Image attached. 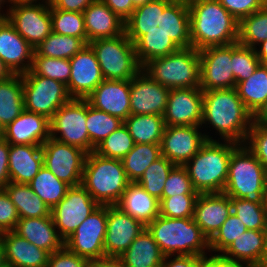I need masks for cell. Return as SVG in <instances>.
<instances>
[{
  "label": "cell",
  "instance_id": "obj_3",
  "mask_svg": "<svg viewBox=\"0 0 267 267\" xmlns=\"http://www.w3.org/2000/svg\"><path fill=\"white\" fill-rule=\"evenodd\" d=\"M188 7L193 48L200 51L238 42L239 21L218 0H193Z\"/></svg>",
  "mask_w": 267,
  "mask_h": 267
},
{
  "label": "cell",
  "instance_id": "obj_28",
  "mask_svg": "<svg viewBox=\"0 0 267 267\" xmlns=\"http://www.w3.org/2000/svg\"><path fill=\"white\" fill-rule=\"evenodd\" d=\"M5 262L12 267H46L49 253L16 234L13 230L0 233Z\"/></svg>",
  "mask_w": 267,
  "mask_h": 267
},
{
  "label": "cell",
  "instance_id": "obj_1",
  "mask_svg": "<svg viewBox=\"0 0 267 267\" xmlns=\"http://www.w3.org/2000/svg\"><path fill=\"white\" fill-rule=\"evenodd\" d=\"M124 32L134 44L141 67L151 59L191 47L188 4L152 0L133 10L124 22Z\"/></svg>",
  "mask_w": 267,
  "mask_h": 267
},
{
  "label": "cell",
  "instance_id": "obj_48",
  "mask_svg": "<svg viewBox=\"0 0 267 267\" xmlns=\"http://www.w3.org/2000/svg\"><path fill=\"white\" fill-rule=\"evenodd\" d=\"M30 70L36 75L58 80L67 85L71 74V64L69 59L33 56Z\"/></svg>",
  "mask_w": 267,
  "mask_h": 267
},
{
  "label": "cell",
  "instance_id": "obj_9",
  "mask_svg": "<svg viewBox=\"0 0 267 267\" xmlns=\"http://www.w3.org/2000/svg\"><path fill=\"white\" fill-rule=\"evenodd\" d=\"M88 45L95 53L105 80H131L142 70L134 44L125 32L115 38L93 40Z\"/></svg>",
  "mask_w": 267,
  "mask_h": 267
},
{
  "label": "cell",
  "instance_id": "obj_67",
  "mask_svg": "<svg viewBox=\"0 0 267 267\" xmlns=\"http://www.w3.org/2000/svg\"><path fill=\"white\" fill-rule=\"evenodd\" d=\"M133 1V6L136 8L138 6L144 5L147 2H150L152 0H132Z\"/></svg>",
  "mask_w": 267,
  "mask_h": 267
},
{
  "label": "cell",
  "instance_id": "obj_32",
  "mask_svg": "<svg viewBox=\"0 0 267 267\" xmlns=\"http://www.w3.org/2000/svg\"><path fill=\"white\" fill-rule=\"evenodd\" d=\"M164 257L147 228L120 256L127 267H162Z\"/></svg>",
  "mask_w": 267,
  "mask_h": 267
},
{
  "label": "cell",
  "instance_id": "obj_27",
  "mask_svg": "<svg viewBox=\"0 0 267 267\" xmlns=\"http://www.w3.org/2000/svg\"><path fill=\"white\" fill-rule=\"evenodd\" d=\"M83 15L88 43L124 33V21L101 0L90 4Z\"/></svg>",
  "mask_w": 267,
  "mask_h": 267
},
{
  "label": "cell",
  "instance_id": "obj_49",
  "mask_svg": "<svg viewBox=\"0 0 267 267\" xmlns=\"http://www.w3.org/2000/svg\"><path fill=\"white\" fill-rule=\"evenodd\" d=\"M198 195L177 194V196L162 197L159 203L160 215L168 218H193Z\"/></svg>",
  "mask_w": 267,
  "mask_h": 267
},
{
  "label": "cell",
  "instance_id": "obj_23",
  "mask_svg": "<svg viewBox=\"0 0 267 267\" xmlns=\"http://www.w3.org/2000/svg\"><path fill=\"white\" fill-rule=\"evenodd\" d=\"M0 135L11 145L42 146L50 138V120L24 109Z\"/></svg>",
  "mask_w": 267,
  "mask_h": 267
},
{
  "label": "cell",
  "instance_id": "obj_41",
  "mask_svg": "<svg viewBox=\"0 0 267 267\" xmlns=\"http://www.w3.org/2000/svg\"><path fill=\"white\" fill-rule=\"evenodd\" d=\"M265 40H267L266 4L239 22L238 43L255 49Z\"/></svg>",
  "mask_w": 267,
  "mask_h": 267
},
{
  "label": "cell",
  "instance_id": "obj_44",
  "mask_svg": "<svg viewBox=\"0 0 267 267\" xmlns=\"http://www.w3.org/2000/svg\"><path fill=\"white\" fill-rule=\"evenodd\" d=\"M52 32L77 38H87L84 15L80 12L55 9L50 5Z\"/></svg>",
  "mask_w": 267,
  "mask_h": 267
},
{
  "label": "cell",
  "instance_id": "obj_57",
  "mask_svg": "<svg viewBox=\"0 0 267 267\" xmlns=\"http://www.w3.org/2000/svg\"><path fill=\"white\" fill-rule=\"evenodd\" d=\"M124 22L131 16L135 7L132 0H101Z\"/></svg>",
  "mask_w": 267,
  "mask_h": 267
},
{
  "label": "cell",
  "instance_id": "obj_53",
  "mask_svg": "<svg viewBox=\"0 0 267 267\" xmlns=\"http://www.w3.org/2000/svg\"><path fill=\"white\" fill-rule=\"evenodd\" d=\"M18 211L4 189H0V233L15 229Z\"/></svg>",
  "mask_w": 267,
  "mask_h": 267
},
{
  "label": "cell",
  "instance_id": "obj_72",
  "mask_svg": "<svg viewBox=\"0 0 267 267\" xmlns=\"http://www.w3.org/2000/svg\"><path fill=\"white\" fill-rule=\"evenodd\" d=\"M266 27H267V4H266Z\"/></svg>",
  "mask_w": 267,
  "mask_h": 267
},
{
  "label": "cell",
  "instance_id": "obj_34",
  "mask_svg": "<svg viewBox=\"0 0 267 267\" xmlns=\"http://www.w3.org/2000/svg\"><path fill=\"white\" fill-rule=\"evenodd\" d=\"M24 110L22 74L0 81V132Z\"/></svg>",
  "mask_w": 267,
  "mask_h": 267
},
{
  "label": "cell",
  "instance_id": "obj_51",
  "mask_svg": "<svg viewBox=\"0 0 267 267\" xmlns=\"http://www.w3.org/2000/svg\"><path fill=\"white\" fill-rule=\"evenodd\" d=\"M245 145L267 171V123L255 118L249 130Z\"/></svg>",
  "mask_w": 267,
  "mask_h": 267
},
{
  "label": "cell",
  "instance_id": "obj_65",
  "mask_svg": "<svg viewBox=\"0 0 267 267\" xmlns=\"http://www.w3.org/2000/svg\"><path fill=\"white\" fill-rule=\"evenodd\" d=\"M6 264L5 262V255H4V248L2 241L0 240V267Z\"/></svg>",
  "mask_w": 267,
  "mask_h": 267
},
{
  "label": "cell",
  "instance_id": "obj_16",
  "mask_svg": "<svg viewBox=\"0 0 267 267\" xmlns=\"http://www.w3.org/2000/svg\"><path fill=\"white\" fill-rule=\"evenodd\" d=\"M201 126H165L161 141V156L175 165H184L207 142L216 140L202 133Z\"/></svg>",
  "mask_w": 267,
  "mask_h": 267
},
{
  "label": "cell",
  "instance_id": "obj_71",
  "mask_svg": "<svg viewBox=\"0 0 267 267\" xmlns=\"http://www.w3.org/2000/svg\"><path fill=\"white\" fill-rule=\"evenodd\" d=\"M1 267H12V266H10L9 264H4L3 266H1Z\"/></svg>",
  "mask_w": 267,
  "mask_h": 267
},
{
  "label": "cell",
  "instance_id": "obj_38",
  "mask_svg": "<svg viewBox=\"0 0 267 267\" xmlns=\"http://www.w3.org/2000/svg\"><path fill=\"white\" fill-rule=\"evenodd\" d=\"M161 157L160 144H135L122 159L126 176L130 182H137L149 165Z\"/></svg>",
  "mask_w": 267,
  "mask_h": 267
},
{
  "label": "cell",
  "instance_id": "obj_20",
  "mask_svg": "<svg viewBox=\"0 0 267 267\" xmlns=\"http://www.w3.org/2000/svg\"><path fill=\"white\" fill-rule=\"evenodd\" d=\"M71 74L66 85L72 99H86L104 80L93 49L87 44L71 59Z\"/></svg>",
  "mask_w": 267,
  "mask_h": 267
},
{
  "label": "cell",
  "instance_id": "obj_12",
  "mask_svg": "<svg viewBox=\"0 0 267 267\" xmlns=\"http://www.w3.org/2000/svg\"><path fill=\"white\" fill-rule=\"evenodd\" d=\"M106 228L107 205H100L64 240V247L89 261L103 258Z\"/></svg>",
  "mask_w": 267,
  "mask_h": 267
},
{
  "label": "cell",
  "instance_id": "obj_64",
  "mask_svg": "<svg viewBox=\"0 0 267 267\" xmlns=\"http://www.w3.org/2000/svg\"><path fill=\"white\" fill-rule=\"evenodd\" d=\"M6 4H9L8 0H0V18H5L7 14L6 8H5V12L4 10H2L3 9L2 7H4V5Z\"/></svg>",
  "mask_w": 267,
  "mask_h": 267
},
{
  "label": "cell",
  "instance_id": "obj_63",
  "mask_svg": "<svg viewBox=\"0 0 267 267\" xmlns=\"http://www.w3.org/2000/svg\"><path fill=\"white\" fill-rule=\"evenodd\" d=\"M14 73L8 68L4 61L0 58V81L10 78Z\"/></svg>",
  "mask_w": 267,
  "mask_h": 267
},
{
  "label": "cell",
  "instance_id": "obj_4",
  "mask_svg": "<svg viewBox=\"0 0 267 267\" xmlns=\"http://www.w3.org/2000/svg\"><path fill=\"white\" fill-rule=\"evenodd\" d=\"M146 228L164 256H211L208 253L209 240L193 218H168L159 215Z\"/></svg>",
  "mask_w": 267,
  "mask_h": 267
},
{
  "label": "cell",
  "instance_id": "obj_70",
  "mask_svg": "<svg viewBox=\"0 0 267 267\" xmlns=\"http://www.w3.org/2000/svg\"><path fill=\"white\" fill-rule=\"evenodd\" d=\"M266 244H267V242H266ZM263 267H267V253H266V256H265V261H264Z\"/></svg>",
  "mask_w": 267,
  "mask_h": 267
},
{
  "label": "cell",
  "instance_id": "obj_37",
  "mask_svg": "<svg viewBox=\"0 0 267 267\" xmlns=\"http://www.w3.org/2000/svg\"><path fill=\"white\" fill-rule=\"evenodd\" d=\"M88 44L87 38L64 36L51 32L36 48L33 56L71 59Z\"/></svg>",
  "mask_w": 267,
  "mask_h": 267
},
{
  "label": "cell",
  "instance_id": "obj_11",
  "mask_svg": "<svg viewBox=\"0 0 267 267\" xmlns=\"http://www.w3.org/2000/svg\"><path fill=\"white\" fill-rule=\"evenodd\" d=\"M86 120L87 100L71 99L62 105L50 119V137L90 153Z\"/></svg>",
  "mask_w": 267,
  "mask_h": 267
},
{
  "label": "cell",
  "instance_id": "obj_24",
  "mask_svg": "<svg viewBox=\"0 0 267 267\" xmlns=\"http://www.w3.org/2000/svg\"><path fill=\"white\" fill-rule=\"evenodd\" d=\"M35 49L15 30L6 18H0V58L14 74L32 67Z\"/></svg>",
  "mask_w": 267,
  "mask_h": 267
},
{
  "label": "cell",
  "instance_id": "obj_26",
  "mask_svg": "<svg viewBox=\"0 0 267 267\" xmlns=\"http://www.w3.org/2000/svg\"><path fill=\"white\" fill-rule=\"evenodd\" d=\"M267 230H246L219 256L230 263L263 267L267 253Z\"/></svg>",
  "mask_w": 267,
  "mask_h": 267
},
{
  "label": "cell",
  "instance_id": "obj_69",
  "mask_svg": "<svg viewBox=\"0 0 267 267\" xmlns=\"http://www.w3.org/2000/svg\"><path fill=\"white\" fill-rule=\"evenodd\" d=\"M171 2H183V3H186V4H189L191 3L193 0H169Z\"/></svg>",
  "mask_w": 267,
  "mask_h": 267
},
{
  "label": "cell",
  "instance_id": "obj_46",
  "mask_svg": "<svg viewBox=\"0 0 267 267\" xmlns=\"http://www.w3.org/2000/svg\"><path fill=\"white\" fill-rule=\"evenodd\" d=\"M246 230L245 224L232 212L216 234L209 240L211 256L219 257Z\"/></svg>",
  "mask_w": 267,
  "mask_h": 267
},
{
  "label": "cell",
  "instance_id": "obj_6",
  "mask_svg": "<svg viewBox=\"0 0 267 267\" xmlns=\"http://www.w3.org/2000/svg\"><path fill=\"white\" fill-rule=\"evenodd\" d=\"M129 183L122 160L87 154L81 185L99 205H116Z\"/></svg>",
  "mask_w": 267,
  "mask_h": 267
},
{
  "label": "cell",
  "instance_id": "obj_62",
  "mask_svg": "<svg viewBox=\"0 0 267 267\" xmlns=\"http://www.w3.org/2000/svg\"><path fill=\"white\" fill-rule=\"evenodd\" d=\"M8 1H9V5H6L7 12L10 7H13L16 5L50 3V0H8Z\"/></svg>",
  "mask_w": 267,
  "mask_h": 267
},
{
  "label": "cell",
  "instance_id": "obj_2",
  "mask_svg": "<svg viewBox=\"0 0 267 267\" xmlns=\"http://www.w3.org/2000/svg\"><path fill=\"white\" fill-rule=\"evenodd\" d=\"M254 119L235 88L203 91L201 128L216 130V140L245 144Z\"/></svg>",
  "mask_w": 267,
  "mask_h": 267
},
{
  "label": "cell",
  "instance_id": "obj_35",
  "mask_svg": "<svg viewBox=\"0 0 267 267\" xmlns=\"http://www.w3.org/2000/svg\"><path fill=\"white\" fill-rule=\"evenodd\" d=\"M3 189L15 205L19 218L51 216V208L28 184L9 182Z\"/></svg>",
  "mask_w": 267,
  "mask_h": 267
},
{
  "label": "cell",
  "instance_id": "obj_5",
  "mask_svg": "<svg viewBox=\"0 0 267 267\" xmlns=\"http://www.w3.org/2000/svg\"><path fill=\"white\" fill-rule=\"evenodd\" d=\"M239 145L233 141L207 140L183 165L198 193L223 192L231 154Z\"/></svg>",
  "mask_w": 267,
  "mask_h": 267
},
{
  "label": "cell",
  "instance_id": "obj_45",
  "mask_svg": "<svg viewBox=\"0 0 267 267\" xmlns=\"http://www.w3.org/2000/svg\"><path fill=\"white\" fill-rule=\"evenodd\" d=\"M232 212L245 224L247 230H267L264 203H254L230 197Z\"/></svg>",
  "mask_w": 267,
  "mask_h": 267
},
{
  "label": "cell",
  "instance_id": "obj_17",
  "mask_svg": "<svg viewBox=\"0 0 267 267\" xmlns=\"http://www.w3.org/2000/svg\"><path fill=\"white\" fill-rule=\"evenodd\" d=\"M200 88L202 91L235 88L232 72V44L199 51Z\"/></svg>",
  "mask_w": 267,
  "mask_h": 267
},
{
  "label": "cell",
  "instance_id": "obj_36",
  "mask_svg": "<svg viewBox=\"0 0 267 267\" xmlns=\"http://www.w3.org/2000/svg\"><path fill=\"white\" fill-rule=\"evenodd\" d=\"M124 124L129 130L135 144H161L165 122L163 116L156 114H131Z\"/></svg>",
  "mask_w": 267,
  "mask_h": 267
},
{
  "label": "cell",
  "instance_id": "obj_30",
  "mask_svg": "<svg viewBox=\"0 0 267 267\" xmlns=\"http://www.w3.org/2000/svg\"><path fill=\"white\" fill-rule=\"evenodd\" d=\"M159 203L140 184L130 182L115 206L147 226L160 215Z\"/></svg>",
  "mask_w": 267,
  "mask_h": 267
},
{
  "label": "cell",
  "instance_id": "obj_7",
  "mask_svg": "<svg viewBox=\"0 0 267 267\" xmlns=\"http://www.w3.org/2000/svg\"><path fill=\"white\" fill-rule=\"evenodd\" d=\"M267 171L245 144L231 154L223 193L229 197L264 203Z\"/></svg>",
  "mask_w": 267,
  "mask_h": 267
},
{
  "label": "cell",
  "instance_id": "obj_60",
  "mask_svg": "<svg viewBox=\"0 0 267 267\" xmlns=\"http://www.w3.org/2000/svg\"><path fill=\"white\" fill-rule=\"evenodd\" d=\"M203 267H248L244 264L230 263L221 260L219 257H208L203 263Z\"/></svg>",
  "mask_w": 267,
  "mask_h": 267
},
{
  "label": "cell",
  "instance_id": "obj_54",
  "mask_svg": "<svg viewBox=\"0 0 267 267\" xmlns=\"http://www.w3.org/2000/svg\"><path fill=\"white\" fill-rule=\"evenodd\" d=\"M89 260L78 256L63 247L61 250L49 254L46 267H88Z\"/></svg>",
  "mask_w": 267,
  "mask_h": 267
},
{
  "label": "cell",
  "instance_id": "obj_19",
  "mask_svg": "<svg viewBox=\"0 0 267 267\" xmlns=\"http://www.w3.org/2000/svg\"><path fill=\"white\" fill-rule=\"evenodd\" d=\"M170 89L154 81L143 70L130 80L131 114L163 116Z\"/></svg>",
  "mask_w": 267,
  "mask_h": 267
},
{
  "label": "cell",
  "instance_id": "obj_8",
  "mask_svg": "<svg viewBox=\"0 0 267 267\" xmlns=\"http://www.w3.org/2000/svg\"><path fill=\"white\" fill-rule=\"evenodd\" d=\"M142 70L154 81L172 89L200 88V57L195 48H180L167 56L151 59Z\"/></svg>",
  "mask_w": 267,
  "mask_h": 267
},
{
  "label": "cell",
  "instance_id": "obj_55",
  "mask_svg": "<svg viewBox=\"0 0 267 267\" xmlns=\"http://www.w3.org/2000/svg\"><path fill=\"white\" fill-rule=\"evenodd\" d=\"M207 258L187 255L165 256L162 267H203Z\"/></svg>",
  "mask_w": 267,
  "mask_h": 267
},
{
  "label": "cell",
  "instance_id": "obj_29",
  "mask_svg": "<svg viewBox=\"0 0 267 267\" xmlns=\"http://www.w3.org/2000/svg\"><path fill=\"white\" fill-rule=\"evenodd\" d=\"M13 231L49 254L64 247V240L59 236L52 216L19 218Z\"/></svg>",
  "mask_w": 267,
  "mask_h": 267
},
{
  "label": "cell",
  "instance_id": "obj_40",
  "mask_svg": "<svg viewBox=\"0 0 267 267\" xmlns=\"http://www.w3.org/2000/svg\"><path fill=\"white\" fill-rule=\"evenodd\" d=\"M124 121L119 117L112 116L102 110L92 107L87 101V120L86 126L90 139V153L95 147L109 136L113 131L117 130Z\"/></svg>",
  "mask_w": 267,
  "mask_h": 267
},
{
  "label": "cell",
  "instance_id": "obj_31",
  "mask_svg": "<svg viewBox=\"0 0 267 267\" xmlns=\"http://www.w3.org/2000/svg\"><path fill=\"white\" fill-rule=\"evenodd\" d=\"M43 166L42 146L9 144L10 182L28 184Z\"/></svg>",
  "mask_w": 267,
  "mask_h": 267
},
{
  "label": "cell",
  "instance_id": "obj_10",
  "mask_svg": "<svg viewBox=\"0 0 267 267\" xmlns=\"http://www.w3.org/2000/svg\"><path fill=\"white\" fill-rule=\"evenodd\" d=\"M24 109L43 115L49 120L70 97L63 82L36 75L31 70L22 74Z\"/></svg>",
  "mask_w": 267,
  "mask_h": 267
},
{
  "label": "cell",
  "instance_id": "obj_50",
  "mask_svg": "<svg viewBox=\"0 0 267 267\" xmlns=\"http://www.w3.org/2000/svg\"><path fill=\"white\" fill-rule=\"evenodd\" d=\"M177 194H199L193 187L186 168L175 165L168 174L162 197L177 196Z\"/></svg>",
  "mask_w": 267,
  "mask_h": 267
},
{
  "label": "cell",
  "instance_id": "obj_68",
  "mask_svg": "<svg viewBox=\"0 0 267 267\" xmlns=\"http://www.w3.org/2000/svg\"><path fill=\"white\" fill-rule=\"evenodd\" d=\"M264 208L267 214V188L265 190V194H264Z\"/></svg>",
  "mask_w": 267,
  "mask_h": 267
},
{
  "label": "cell",
  "instance_id": "obj_43",
  "mask_svg": "<svg viewBox=\"0 0 267 267\" xmlns=\"http://www.w3.org/2000/svg\"><path fill=\"white\" fill-rule=\"evenodd\" d=\"M174 166V163L161 156L147 167L137 183L160 201L168 174Z\"/></svg>",
  "mask_w": 267,
  "mask_h": 267
},
{
  "label": "cell",
  "instance_id": "obj_61",
  "mask_svg": "<svg viewBox=\"0 0 267 267\" xmlns=\"http://www.w3.org/2000/svg\"><path fill=\"white\" fill-rule=\"evenodd\" d=\"M255 50L261 64H267V40L259 44Z\"/></svg>",
  "mask_w": 267,
  "mask_h": 267
},
{
  "label": "cell",
  "instance_id": "obj_21",
  "mask_svg": "<svg viewBox=\"0 0 267 267\" xmlns=\"http://www.w3.org/2000/svg\"><path fill=\"white\" fill-rule=\"evenodd\" d=\"M145 228L142 222L125 214L117 206L107 205L105 256L120 257Z\"/></svg>",
  "mask_w": 267,
  "mask_h": 267
},
{
  "label": "cell",
  "instance_id": "obj_52",
  "mask_svg": "<svg viewBox=\"0 0 267 267\" xmlns=\"http://www.w3.org/2000/svg\"><path fill=\"white\" fill-rule=\"evenodd\" d=\"M220 4L239 22L252 13L260 10L263 0H218Z\"/></svg>",
  "mask_w": 267,
  "mask_h": 267
},
{
  "label": "cell",
  "instance_id": "obj_18",
  "mask_svg": "<svg viewBox=\"0 0 267 267\" xmlns=\"http://www.w3.org/2000/svg\"><path fill=\"white\" fill-rule=\"evenodd\" d=\"M202 111L201 88L172 89L163 119L166 126H201Z\"/></svg>",
  "mask_w": 267,
  "mask_h": 267
},
{
  "label": "cell",
  "instance_id": "obj_47",
  "mask_svg": "<svg viewBox=\"0 0 267 267\" xmlns=\"http://www.w3.org/2000/svg\"><path fill=\"white\" fill-rule=\"evenodd\" d=\"M232 72L237 83L248 79L261 64L257 57L256 50L251 47L232 43Z\"/></svg>",
  "mask_w": 267,
  "mask_h": 267
},
{
  "label": "cell",
  "instance_id": "obj_13",
  "mask_svg": "<svg viewBox=\"0 0 267 267\" xmlns=\"http://www.w3.org/2000/svg\"><path fill=\"white\" fill-rule=\"evenodd\" d=\"M43 165L70 186L81 185L87 152L48 138L42 144Z\"/></svg>",
  "mask_w": 267,
  "mask_h": 267
},
{
  "label": "cell",
  "instance_id": "obj_22",
  "mask_svg": "<svg viewBox=\"0 0 267 267\" xmlns=\"http://www.w3.org/2000/svg\"><path fill=\"white\" fill-rule=\"evenodd\" d=\"M89 104L125 121L131 115L130 80H103L86 98Z\"/></svg>",
  "mask_w": 267,
  "mask_h": 267
},
{
  "label": "cell",
  "instance_id": "obj_33",
  "mask_svg": "<svg viewBox=\"0 0 267 267\" xmlns=\"http://www.w3.org/2000/svg\"><path fill=\"white\" fill-rule=\"evenodd\" d=\"M235 89L256 118L267 106V64H260L252 76L237 83Z\"/></svg>",
  "mask_w": 267,
  "mask_h": 267
},
{
  "label": "cell",
  "instance_id": "obj_42",
  "mask_svg": "<svg viewBox=\"0 0 267 267\" xmlns=\"http://www.w3.org/2000/svg\"><path fill=\"white\" fill-rule=\"evenodd\" d=\"M134 145L135 142L123 123L117 130L102 140L95 147L94 152L105 158L122 160Z\"/></svg>",
  "mask_w": 267,
  "mask_h": 267
},
{
  "label": "cell",
  "instance_id": "obj_58",
  "mask_svg": "<svg viewBox=\"0 0 267 267\" xmlns=\"http://www.w3.org/2000/svg\"><path fill=\"white\" fill-rule=\"evenodd\" d=\"M95 1L96 0H50V5L59 10L83 13V11Z\"/></svg>",
  "mask_w": 267,
  "mask_h": 267
},
{
  "label": "cell",
  "instance_id": "obj_39",
  "mask_svg": "<svg viewBox=\"0 0 267 267\" xmlns=\"http://www.w3.org/2000/svg\"><path fill=\"white\" fill-rule=\"evenodd\" d=\"M28 185L51 209L65 197L71 187L66 182L59 180L44 165Z\"/></svg>",
  "mask_w": 267,
  "mask_h": 267
},
{
  "label": "cell",
  "instance_id": "obj_25",
  "mask_svg": "<svg viewBox=\"0 0 267 267\" xmlns=\"http://www.w3.org/2000/svg\"><path fill=\"white\" fill-rule=\"evenodd\" d=\"M231 213L230 197L225 193H199L193 219L210 240Z\"/></svg>",
  "mask_w": 267,
  "mask_h": 267
},
{
  "label": "cell",
  "instance_id": "obj_59",
  "mask_svg": "<svg viewBox=\"0 0 267 267\" xmlns=\"http://www.w3.org/2000/svg\"><path fill=\"white\" fill-rule=\"evenodd\" d=\"M88 267H127L120 257H103L90 260Z\"/></svg>",
  "mask_w": 267,
  "mask_h": 267
},
{
  "label": "cell",
  "instance_id": "obj_56",
  "mask_svg": "<svg viewBox=\"0 0 267 267\" xmlns=\"http://www.w3.org/2000/svg\"><path fill=\"white\" fill-rule=\"evenodd\" d=\"M9 143L0 135V189H3L9 182Z\"/></svg>",
  "mask_w": 267,
  "mask_h": 267
},
{
  "label": "cell",
  "instance_id": "obj_66",
  "mask_svg": "<svg viewBox=\"0 0 267 267\" xmlns=\"http://www.w3.org/2000/svg\"><path fill=\"white\" fill-rule=\"evenodd\" d=\"M256 118L264 123H267V106Z\"/></svg>",
  "mask_w": 267,
  "mask_h": 267
},
{
  "label": "cell",
  "instance_id": "obj_14",
  "mask_svg": "<svg viewBox=\"0 0 267 267\" xmlns=\"http://www.w3.org/2000/svg\"><path fill=\"white\" fill-rule=\"evenodd\" d=\"M100 205L82 186H71L65 197L51 209L59 236L65 240Z\"/></svg>",
  "mask_w": 267,
  "mask_h": 267
},
{
  "label": "cell",
  "instance_id": "obj_15",
  "mask_svg": "<svg viewBox=\"0 0 267 267\" xmlns=\"http://www.w3.org/2000/svg\"><path fill=\"white\" fill-rule=\"evenodd\" d=\"M5 18L34 49L52 32L50 3L16 5Z\"/></svg>",
  "mask_w": 267,
  "mask_h": 267
}]
</instances>
